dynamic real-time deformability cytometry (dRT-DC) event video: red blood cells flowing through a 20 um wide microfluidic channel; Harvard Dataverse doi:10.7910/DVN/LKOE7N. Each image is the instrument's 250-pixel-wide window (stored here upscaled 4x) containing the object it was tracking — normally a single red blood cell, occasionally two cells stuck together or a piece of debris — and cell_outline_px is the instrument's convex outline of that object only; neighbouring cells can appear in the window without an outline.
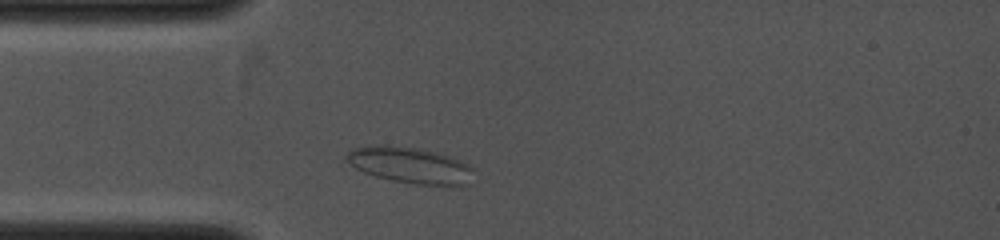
{"species": "common noctule bat (a hibernating species)", "species_latin": "Nyctalus noctula", "temperature_condition": "cold", "stored_images_in_passage": 15, "camera_frame_rate_fps": 4000, "um_per_image_px": 0.085, "animal": {"sex": "female", "body_mass_g": 19.0, "forearm_length_mm": 53.3}, "frame": {"image": 1, "passage_image": 5, "time_ms": 0.75, "image_size_px": [1000, 240], "cell_outline_px": [[472, 168], [468, 184], [416, 184], [392, 180], [376, 176], [364, 172], [356, 168], [344, 160], [344, 156], [352, 148], [360, 144], [384, 144], [420, 148], [436, 152], [460, 160], [468, 164]], "centroid_in_image_um": [34.73, 13.99], "position_along_channel_um": 50.3, "area_um2": 26.76}}
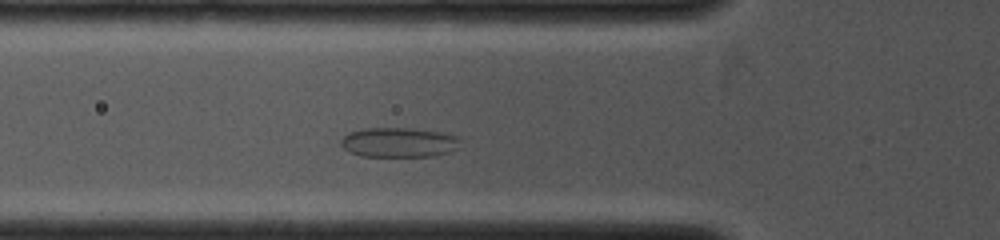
{"frame": {"image": 2, "passage_image": 13, "time_ms": 1.75, "image_size_px": [1000, 240], "cell_outline_px": [[460, 148], [448, 152], [432, 156], [360, 156], [344, 148], [340, 144], [340, 140], [348, 132], [364, 128], [408, 128], [444, 132], [460, 136]], "centroid_in_image_um": [33.94, 12.09], "position_along_channel_um": 91.9, "area_um2": 20.87}}